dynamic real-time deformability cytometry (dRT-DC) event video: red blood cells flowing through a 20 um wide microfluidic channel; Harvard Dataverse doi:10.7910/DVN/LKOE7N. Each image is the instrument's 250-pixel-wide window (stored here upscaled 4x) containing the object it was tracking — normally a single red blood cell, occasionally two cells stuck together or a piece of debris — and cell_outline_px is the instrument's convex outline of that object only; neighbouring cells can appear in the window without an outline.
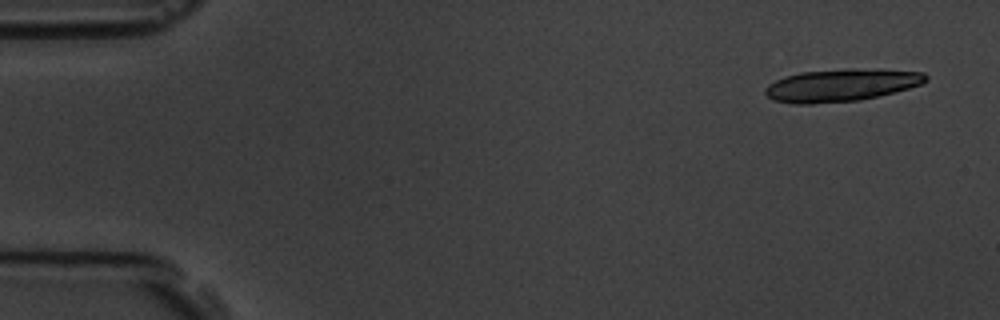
{"species": "common noctule bat (a hibernating species)", "species_latin": "Nyctalus noctula", "temperature_condition": "room temperature", "stored_images_in_passage": 5, "camera_frame_rate_fps": 3000, "um_per_image_px": 0.085, "animal": {"sex": "male", "body_mass_g": 19.5, "forearm_length_mm": 54.6}, "frame": {"image": 1, "passage_image": 1, "time_ms": 0.0, "image_size_px": [1000, 320], "cell_outline_px": [[928, 80], [920, 84], [908, 88], [860, 100], [812, 104], [796, 104], [772, 100], [764, 92], [764, 88], [768, 84], [784, 76], [800, 72], [924, 72], [928, 76]], "centroid_in_image_um": [71.35, 7.32], "position_along_channel_um": 13.6, "area_um2": 28.5}}